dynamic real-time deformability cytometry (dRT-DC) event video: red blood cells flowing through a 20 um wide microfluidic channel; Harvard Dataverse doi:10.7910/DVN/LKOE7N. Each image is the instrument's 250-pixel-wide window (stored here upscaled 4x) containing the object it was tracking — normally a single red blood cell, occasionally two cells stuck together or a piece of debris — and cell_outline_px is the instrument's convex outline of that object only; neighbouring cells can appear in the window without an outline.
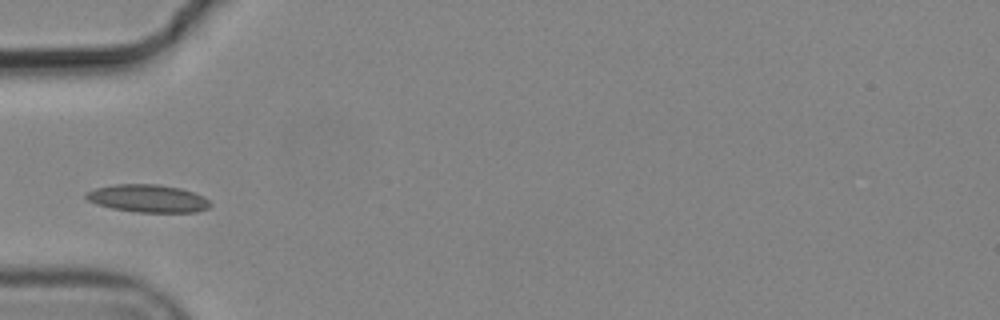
{"species": "common noctule bat (a hibernating species)", "species_latin": "Nyctalus noctula", "temperature_condition": "cold", "stored_images_in_passage": 7, "camera_frame_rate_fps": 3000, "um_per_image_px": 0.085, "animal": {"sex": "male", "body_mass_g": 19.2, "forearm_length_mm": 51.8}, "frame": {"image": 1, "passage_image": 2, "time_ms": 0.333, "image_size_px": [1000, 320], "cell_outline_px": [[212, 204], [208, 208], [196, 212], [136, 212], [112, 208], [96, 204], [88, 200], [84, 196], [84, 192], [96, 188], [116, 184], [156, 184], [180, 188], [204, 196]], "centroid_in_image_um": [12.55, 16.87], "position_along_channel_um": 72.4, "area_um2": 20.06}}
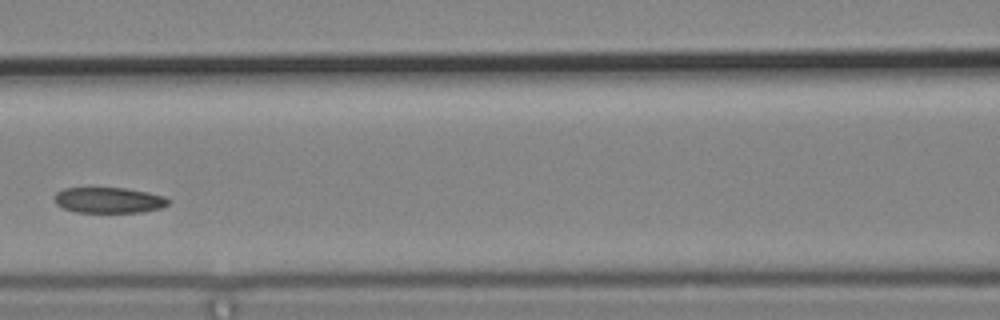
{"frame": {"image": 2, "passage_image": 4, "time_ms": 1.0, "image_size_px": [1000, 320], "cell_outline_px": [[168, 204], [160, 208], [140, 212], [76, 212], [64, 208], [56, 204], [52, 200], [56, 192], [64, 188], [124, 188], [148, 192], [164, 196], [168, 200]], "centroid_in_image_um": [9.2, 17.01], "position_along_channel_um": 157.4, "area_um2": 16.99}}
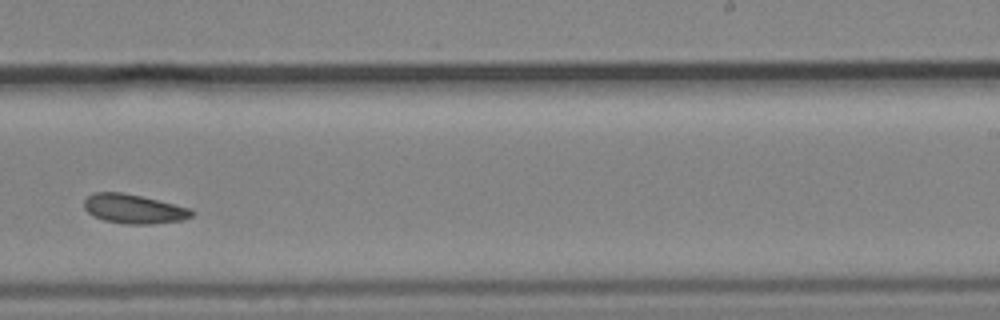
{"frame": {"image": 3, "passage_image": 7, "time_ms": 2.0, "image_size_px": [1000, 320], "cell_outline_px": [[196, 212], [192, 216], [184, 220], [152, 224], [124, 224], [104, 220], [92, 216], [84, 208], [84, 200], [92, 192], [124, 192], [192, 208]], "centroid_in_image_um": [11.39, 17.76], "position_along_channel_um": 277.6, "area_um2": 18.61}}